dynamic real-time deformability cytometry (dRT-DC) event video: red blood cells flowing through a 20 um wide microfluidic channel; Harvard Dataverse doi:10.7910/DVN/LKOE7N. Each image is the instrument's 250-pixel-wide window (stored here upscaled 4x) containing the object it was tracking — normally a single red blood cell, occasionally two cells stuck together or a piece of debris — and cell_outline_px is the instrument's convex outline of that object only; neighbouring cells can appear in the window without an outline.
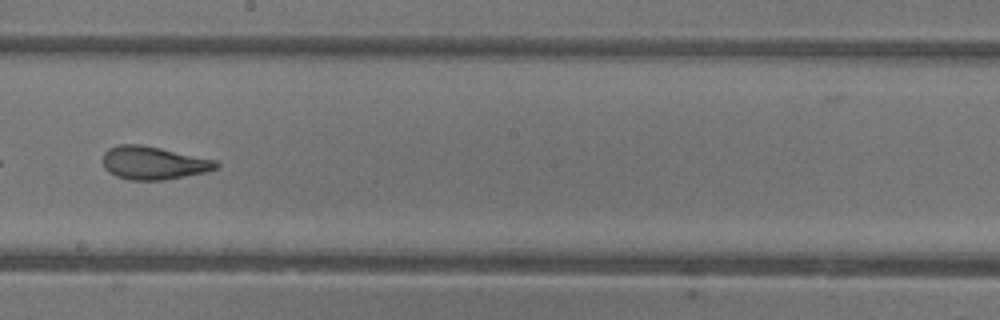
{"species": "common noctule bat (a hibernating species)", "species_latin": "Nyctalus noctula", "temperature_condition": "warm", "stored_images_in_passage": 46, "camera_frame_rate_fps": 3000, "um_per_image_px": 0.085, "animal": {"sex": "female"}, "frame": {"image": 1, "passage_image": 27, "time_ms": 8.667, "image_size_px": [1000, 320], "cell_outline_px": [[220, 164], [216, 168], [208, 172], [164, 180], [128, 180], [116, 176], [108, 172], [104, 168], [104, 152], [108, 148], [120, 144], [140, 144], [160, 148], [216, 160]], "centroid_in_image_um": [13.05, 13.86], "position_along_channel_um": 235.2, "area_um2": 21.91}, "authors_computed_cell_mechanics": {"area_um2": 23.6113, "velocity_mm_per_s": 4.3781, "shape_relaxation_time_tau1_ms": null, "shape_relaxation_time_tau2_ms": 1.1405, "deformation_change_tau1": null, "deformation_change_tau2": 0.0818}}